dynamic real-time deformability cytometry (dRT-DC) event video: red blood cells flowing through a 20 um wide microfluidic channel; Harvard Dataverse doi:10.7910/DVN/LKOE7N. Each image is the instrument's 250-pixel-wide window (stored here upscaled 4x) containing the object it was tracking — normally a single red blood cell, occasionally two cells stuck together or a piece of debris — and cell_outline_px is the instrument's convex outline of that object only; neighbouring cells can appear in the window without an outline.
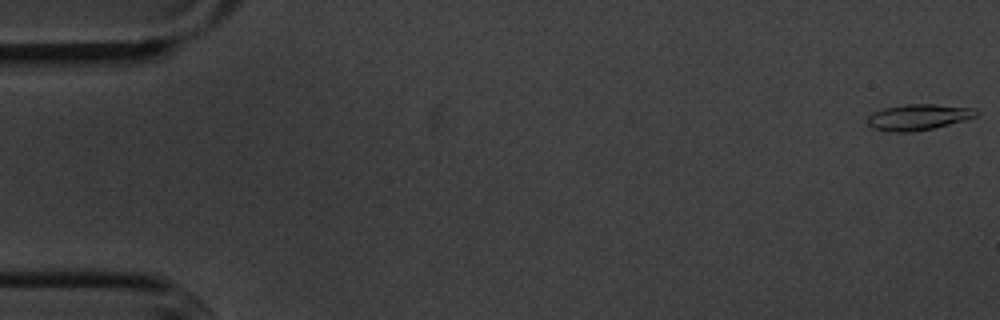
{"species": "common noctule bat (a hibernating species)", "species_latin": "Nyctalus noctula", "temperature_condition": "cold", "stored_images_in_passage": 10, "camera_frame_rate_fps": 3000, "um_per_image_px": 0.085, "animal": {"sex": "male", "body_mass_g": 20.1, "forearm_length_mm": 53.5}, "frame": {"image": 1, "passage_image": 1, "time_ms": 0.0, "image_size_px": [1000, 320], "cell_outline_px": [[980, 112], [976, 116], [964, 120], [932, 128], [912, 132], [888, 132], [872, 128], [868, 124], [868, 116], [884, 108], [904, 104], [936, 104], [976, 108]], "centroid_in_image_um": [78.07, 9.95], "position_along_channel_um": 6.9, "area_um2": 16.42}}